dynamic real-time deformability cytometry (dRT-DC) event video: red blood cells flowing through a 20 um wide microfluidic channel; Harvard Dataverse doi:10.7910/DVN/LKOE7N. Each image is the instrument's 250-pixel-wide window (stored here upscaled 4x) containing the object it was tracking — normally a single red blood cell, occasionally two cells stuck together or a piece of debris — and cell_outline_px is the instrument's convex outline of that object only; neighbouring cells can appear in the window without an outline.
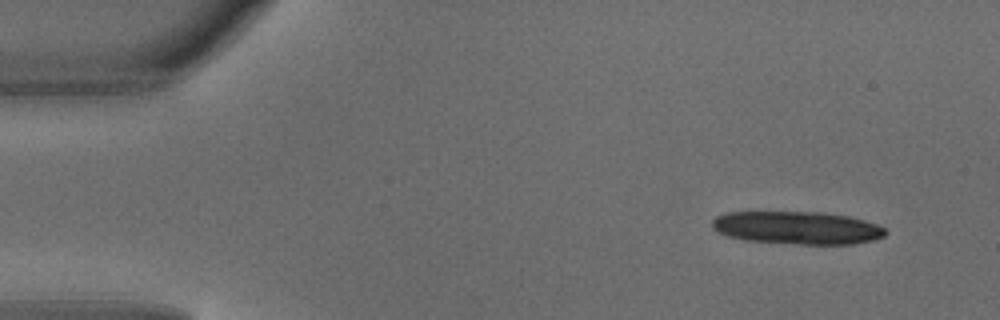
{"species": "common noctule bat (a hibernating species)", "species_latin": "Nyctalus noctula", "temperature_condition": "warm", "stored_images_in_passage": 5, "camera_frame_rate_fps": 3000, "um_per_image_px": 0.085, "animal": {"sex": "male", "body_mass_g": 18.8}, "frame": {"image": 1, "passage_image": 1, "time_ms": 0.0, "image_size_px": [1000, 320], "cell_outline_px": [[888, 232], [884, 236], [872, 240], [852, 244], [796, 244], [744, 240], [728, 236], [712, 228], [712, 220], [716, 216], [728, 212], [824, 212], [848, 216], [864, 220], [876, 224], [884, 228]], "centroid_in_image_um": [67.76, 19.36], "position_along_channel_um": 17.2, "area_um2": 33.18}}
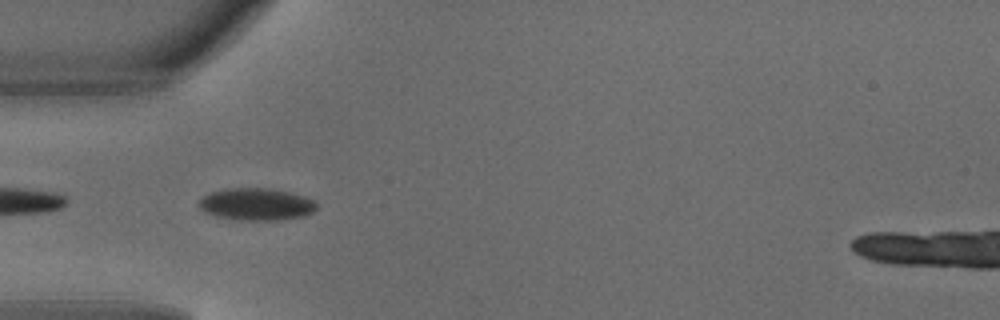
{"frame": {"image": 2, "passage_image": 4, "time_ms": 1.0, "image_size_px": [1000, 320], "cell_outline_px": [[316, 208], [312, 212], [304, 216], [280, 220], [240, 220], [212, 216], [204, 212], [200, 208], [200, 200], [204, 196], [212, 192], [224, 188], [268, 188], [288, 192], [316, 200]], "centroid_in_image_um": [21.78, 17.37], "position_along_channel_um": 63.2, "area_um2": 22.08}}
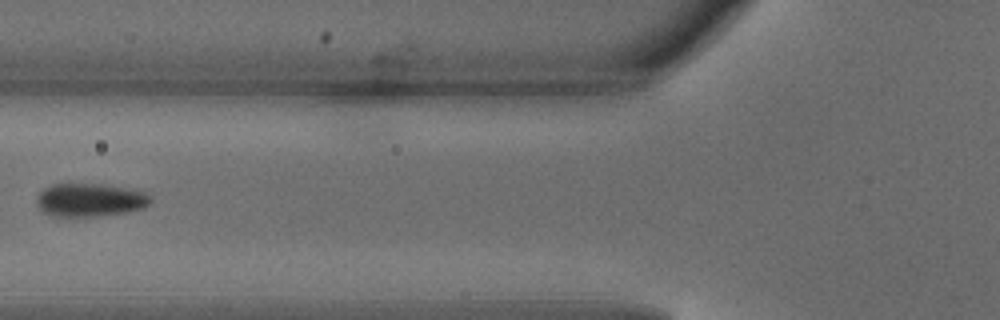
{"frame": {"image": 3, "passage_image": 5, "time_ms": 1.333, "image_size_px": [1000, 320], "cell_outline_px": [[152, 200], [144, 208], [124, 212], [92, 216], [52, 216], [44, 212], [36, 204], [36, 196], [44, 188], [52, 184], [100, 184], [124, 188], [144, 192], [152, 196]], "centroid_in_image_um": [7.62, 16.99], "position_along_channel_um": 118.2, "area_um2": 21.85}}